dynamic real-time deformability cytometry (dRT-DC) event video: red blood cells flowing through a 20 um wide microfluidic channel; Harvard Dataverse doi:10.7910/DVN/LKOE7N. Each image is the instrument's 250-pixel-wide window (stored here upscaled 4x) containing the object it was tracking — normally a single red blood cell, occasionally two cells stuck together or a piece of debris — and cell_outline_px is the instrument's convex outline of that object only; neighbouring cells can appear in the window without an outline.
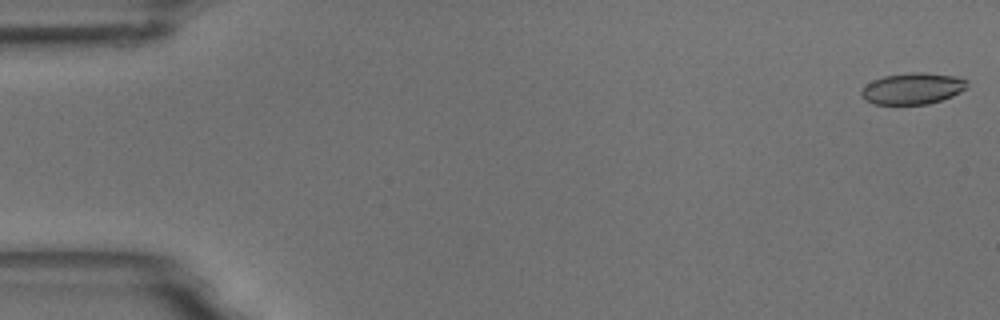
{"species": "common noctule bat (a hibernating species)", "species_latin": "Nyctalus noctula", "temperature_condition": "room temperature", "stored_images_in_passage": 54, "camera_frame_rate_fps": 3000, "um_per_image_px": 0.085, "animal": {"sex": "male", "body_mass_g": 18.8}, "frame": {"image": 1, "passage_image": 1, "time_ms": 0.0, "image_size_px": [1000, 320], "cell_outline_px": [[968, 88], [952, 96], [928, 104], [872, 104], [864, 100], [860, 96], [860, 92], [864, 84], [872, 80], [884, 76], [908, 72], [924, 72], [952, 76], [968, 80]], "centroid_in_image_um": [77.53, 7.52], "position_along_channel_um": 7.5, "area_um2": 19.59}}
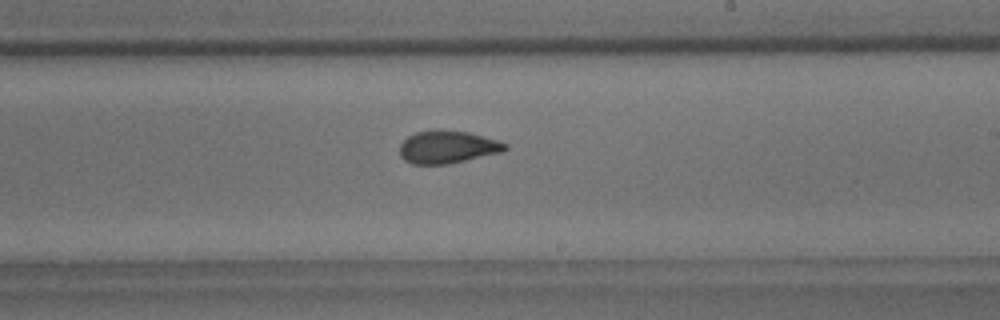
{"frame": {"image": 2, "passage_image": 32, "time_ms": 10.333, "image_size_px": [1000, 320], "cell_outline_px": [[508, 148], [504, 152], [448, 164], [412, 164], [404, 160], [400, 156], [400, 144], [408, 136], [416, 132], [436, 128], [440, 128], [468, 132], [500, 140], [508, 144]], "centroid_in_image_um": [38.07, 12.48], "position_along_channel_um": 250.9, "area_um2": 20.58}}
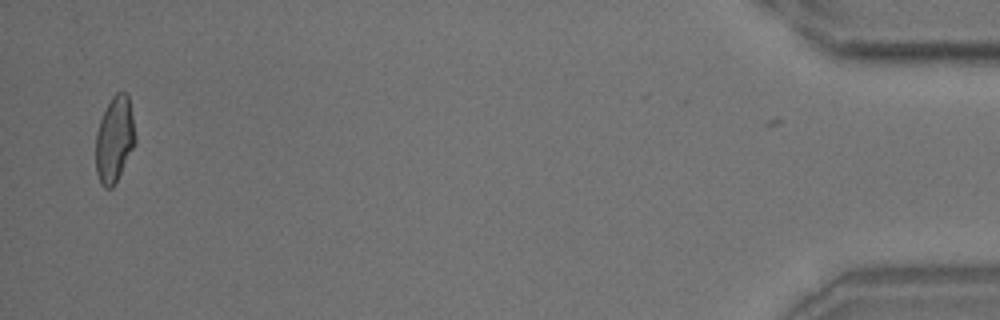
{"frame": {"image": 3, "passage_image": 53, "time_ms": 17.333, "image_size_px": [1000, 320], "cell_outline_px": [[136, 144], [112, 188], [104, 188], [100, 184], [96, 172], [96, 132], [100, 120], [112, 96], [116, 92], [128, 92], [136, 136]], "centroid_in_image_um": [9.74, 11.84], "position_along_channel_um": 425.5, "area_um2": 19.88}, "authors_computed_cell_mechanics": {"area_um2": 20.23, "velocity_mm_per_s": 3.7287, "shape_relaxation_time_tau1_ms": 6.6063, "shape_relaxation_time_tau2_ms": 1.6329, "deformation_change_tau1": 0.1662, "deformation_change_tau2": 0.0732}}